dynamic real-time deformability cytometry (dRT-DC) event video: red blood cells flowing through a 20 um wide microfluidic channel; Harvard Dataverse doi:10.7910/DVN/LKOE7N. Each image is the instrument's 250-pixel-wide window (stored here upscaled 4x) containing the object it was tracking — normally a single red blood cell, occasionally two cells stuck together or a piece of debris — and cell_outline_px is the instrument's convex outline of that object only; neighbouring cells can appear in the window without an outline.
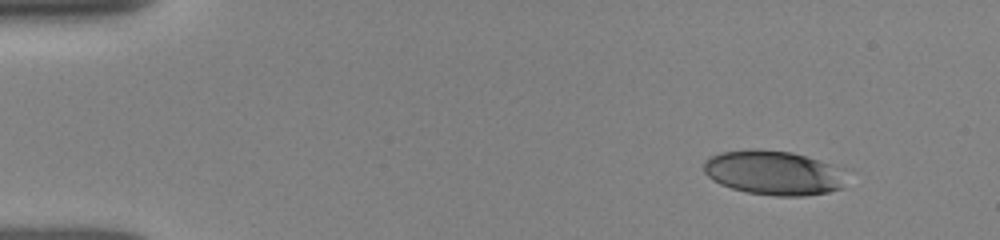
{"species": "human", "species_latin": "Homo sapiens", "temperature_condition": "room temperature", "stored_images_in_passage": 46, "camera_frame_rate_fps": 3000, "um_per_image_px": 0.085, "donor": {"sex": "female"}, "frame": {"image": 1, "passage_image": 1, "time_ms": 0.0, "image_size_px": [1000, 240], "cell_outline_px": [[844, 168], [840, 188], [828, 192], [804, 196], [776, 196], [748, 192], [732, 188], [720, 184], [712, 180], [704, 172], [704, 160], [708, 156], [720, 152], [748, 148], [756, 148], [792, 152]], "centroid_in_image_um": [65.69, 14.66], "position_along_channel_um": 19.3, "area_um2": 36.99}}
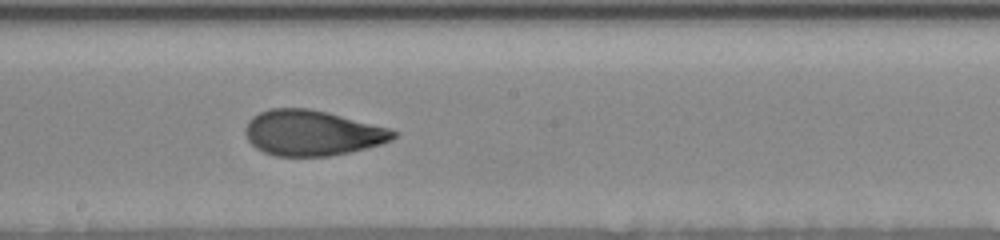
{"frame": {"image": 2, "passage_image": 24, "time_ms": 7.667, "image_size_px": [1000, 240], "cell_outline_px": [[400, 132], [392, 140], [380, 144], [332, 156], [276, 156], [264, 152], [256, 148], [248, 140], [244, 132], [244, 128], [248, 120], [252, 116], [268, 108], [308, 108], [328, 112], [388, 128]], "centroid_in_image_um": [26.5, 11.29], "position_along_channel_um": 221.7, "area_um2": 39.25}}
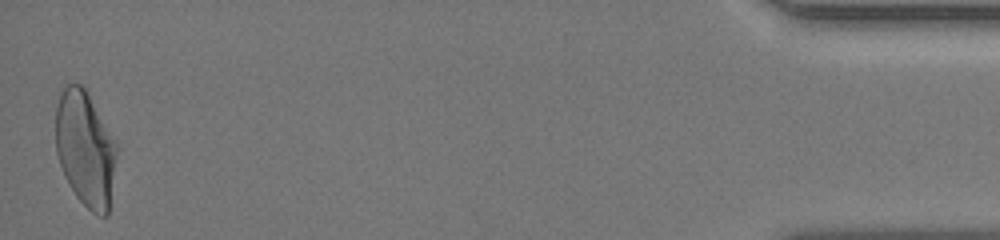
{"frame": {"image": 3, "passage_image": 46, "time_ms": 15.0, "image_size_px": [1000, 240], "cell_outline_px": [[116, 152], [108, 216], [100, 216], [92, 212], [76, 196], [64, 176], [56, 152], [56, 108], [60, 92], [64, 84], [80, 84], [84, 88], [116, 144]], "centroid_in_image_um": [7.21, 12.66], "position_along_channel_um": 428.0, "area_um2": 40.23}, "authors_computed_cell_mechanics": {"area_um2": 39.0439, "velocity_mm_per_s": 3.9697, "shape_relaxation_time_tau1_ms": 6.2356, "shape_relaxation_time_tau2_ms": 1.3278, "deformation_change_tau1": 0.22, "deformation_change_tau2": 0.071}}